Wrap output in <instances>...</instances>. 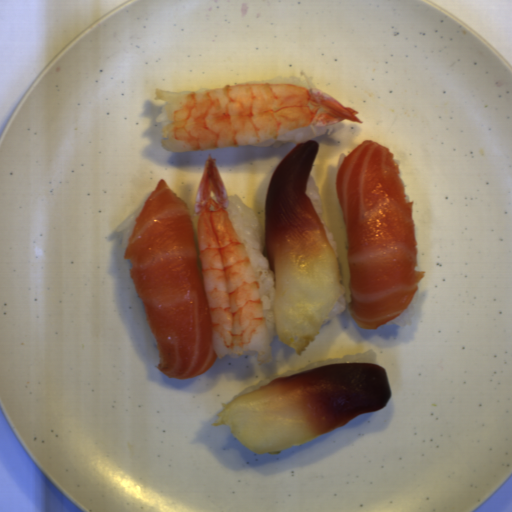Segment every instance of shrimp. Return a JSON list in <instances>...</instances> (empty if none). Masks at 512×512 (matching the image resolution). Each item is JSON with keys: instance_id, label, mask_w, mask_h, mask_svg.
Wrapping results in <instances>:
<instances>
[{"instance_id": "a79e029a", "label": "shrimp", "mask_w": 512, "mask_h": 512, "mask_svg": "<svg viewBox=\"0 0 512 512\" xmlns=\"http://www.w3.org/2000/svg\"><path fill=\"white\" fill-rule=\"evenodd\" d=\"M160 144L185 153L252 144L304 126L364 123L318 89L294 84L238 83L186 91L157 89Z\"/></svg>"}, {"instance_id": "fd3e3c34", "label": "shrimp", "mask_w": 512, "mask_h": 512, "mask_svg": "<svg viewBox=\"0 0 512 512\" xmlns=\"http://www.w3.org/2000/svg\"><path fill=\"white\" fill-rule=\"evenodd\" d=\"M228 206L217 161L209 153L193 214L212 349L219 359L254 352L259 364L265 365L272 354L260 284L247 248L231 223Z\"/></svg>"}]
</instances>
